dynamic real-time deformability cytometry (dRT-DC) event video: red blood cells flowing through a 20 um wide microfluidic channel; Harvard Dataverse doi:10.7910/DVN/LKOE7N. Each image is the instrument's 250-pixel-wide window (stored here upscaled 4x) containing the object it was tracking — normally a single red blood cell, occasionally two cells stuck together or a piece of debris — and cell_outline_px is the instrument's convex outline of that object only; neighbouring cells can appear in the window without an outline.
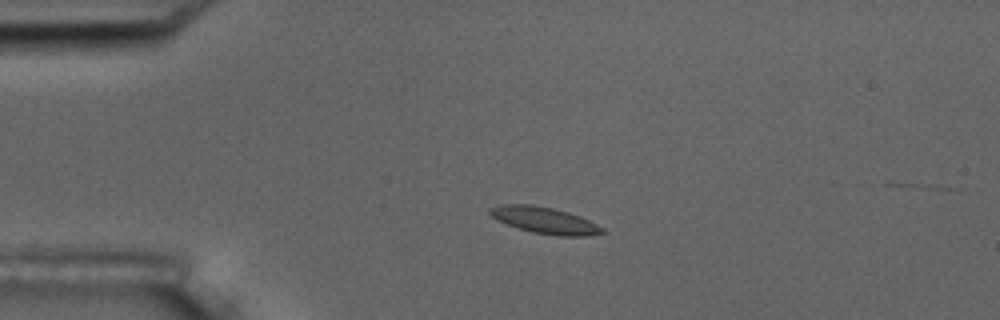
{"species": "common noctule bat (a hibernating species)", "species_latin": "Nyctalus noctula", "temperature_condition": "room temperature", "stored_images_in_passage": 4, "camera_frame_rate_fps": 3000, "um_per_image_px": 0.085, "animal": {"sex": "male", "body_mass_g": 17.5, "forearm_length_mm": 52.3}, "frame": {"image": 1, "passage_image": 3, "time_ms": 2.333, "image_size_px": [1000, 320], "cell_outline_px": [[604, 232], [588, 236], [556, 236], [532, 232], [496, 220], [488, 212], [488, 208], [500, 204], [532, 204], [552, 208], [568, 212], [580, 216], [604, 228]], "centroid_in_image_um": [46.27, 18.72], "position_along_channel_um": 38.7, "area_um2": 17.34}}